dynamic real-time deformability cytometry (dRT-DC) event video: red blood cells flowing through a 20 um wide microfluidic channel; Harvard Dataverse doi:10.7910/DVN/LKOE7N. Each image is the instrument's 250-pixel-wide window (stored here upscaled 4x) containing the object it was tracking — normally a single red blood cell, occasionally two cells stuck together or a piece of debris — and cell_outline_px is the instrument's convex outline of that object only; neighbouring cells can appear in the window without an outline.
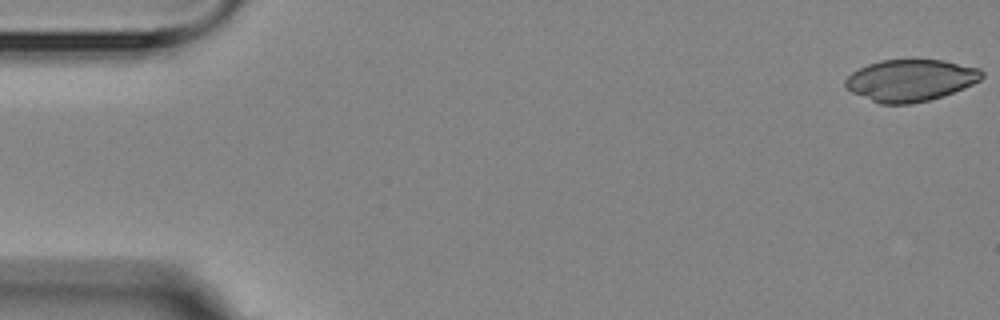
{"species": "Egyptian fruit bat (a non-hibernating species)", "species_latin": "Rousettus aegyptiacus", "temperature_condition": "room temperature", "stored_images_in_passage": 7, "camera_frame_rate_fps": 3000, "um_per_image_px": 0.085, "animal": {"sex": "female"}, "frame": {"image": 1, "passage_image": 1, "time_ms": 0.0, "image_size_px": [1000, 320], "cell_outline_px": [[984, 76], [980, 80], [964, 88], [928, 100], [912, 104], [880, 104], [852, 92], [844, 84], [844, 80], [852, 72], [868, 64], [880, 60], [944, 60], [980, 68], [984, 72]], "centroid_in_image_um": [77.4, 6.82], "position_along_channel_um": 7.6, "area_um2": 33.12}}